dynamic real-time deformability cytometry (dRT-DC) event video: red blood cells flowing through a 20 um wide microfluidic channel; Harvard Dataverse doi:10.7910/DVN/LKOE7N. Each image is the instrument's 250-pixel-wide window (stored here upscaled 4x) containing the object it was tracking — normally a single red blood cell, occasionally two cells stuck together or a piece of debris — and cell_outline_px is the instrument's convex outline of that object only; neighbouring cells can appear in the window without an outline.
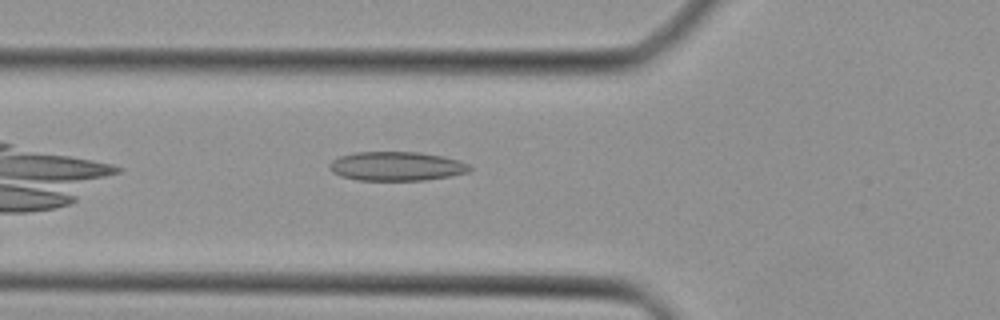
{"species": "Egyptian fruit bat (a non-hibernating species)", "species_latin": "Rousettus aegyptiacus", "temperature_condition": "cold", "stored_images_in_passage": 27, "camera_frame_rate_fps": 3000, "um_per_image_px": 0.085, "animal": {"sex": "female"}, "frame": {"image": 1, "passage_image": 4, "time_ms": 1.0, "image_size_px": [1000, 320], "cell_outline_px": [[472, 168], [468, 172], [452, 176], [424, 180], [356, 180], [340, 176], [332, 172], [328, 168], [328, 164], [332, 160], [340, 156], [356, 152], [420, 152], [444, 156], [468, 164]], "centroid_in_image_um": [33.68, 14.13], "position_along_channel_um": 92.1, "area_um2": 23.87}}
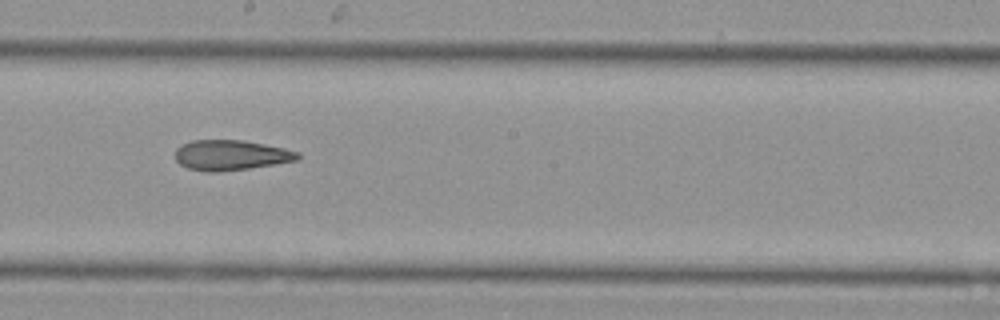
{"frame": {"image": 2, "passage_image": 13, "time_ms": 4.0, "image_size_px": [1000, 320], "cell_outline_px": [[300, 160], [248, 168], [216, 172], [204, 172], [188, 168], [180, 164], [176, 160], [176, 148], [192, 140], [244, 140], [284, 148], [300, 152]], "centroid_in_image_um": [19.64, 13.19], "position_along_channel_um": 228.6, "area_um2": 21.56}}
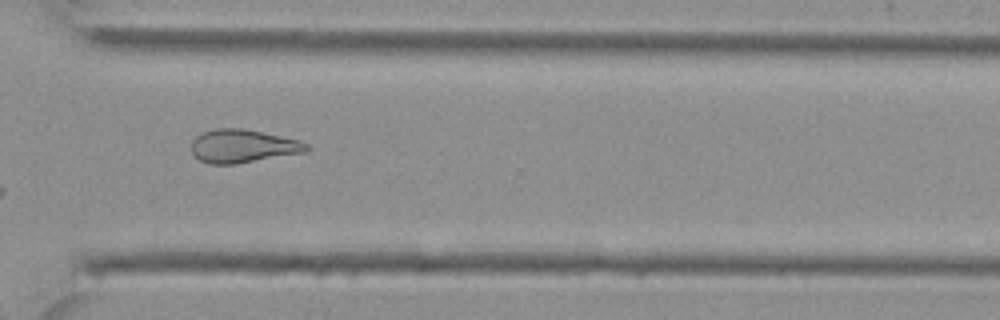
{"frame": {"image": 3, "passage_image": 21, "time_ms": 6.667, "image_size_px": [1000, 320], "cell_outline_px": [[312, 148], [304, 152], [236, 164], [208, 164], [200, 160], [192, 152], [192, 140], [200, 132], [216, 128], [244, 128], [300, 140], [308, 144]], "centroid_in_image_um": [20.64, 12.41], "position_along_channel_um": 350.0, "area_um2": 22.43}}